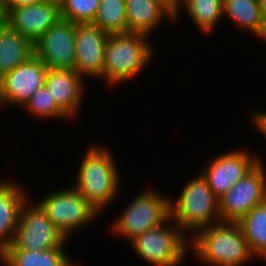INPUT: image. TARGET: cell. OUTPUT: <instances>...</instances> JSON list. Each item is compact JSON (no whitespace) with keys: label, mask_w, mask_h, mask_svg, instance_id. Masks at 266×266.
<instances>
[{"label":"cell","mask_w":266,"mask_h":266,"mask_svg":"<svg viewBox=\"0 0 266 266\" xmlns=\"http://www.w3.org/2000/svg\"><path fill=\"white\" fill-rule=\"evenodd\" d=\"M15 180L0 179V254L13 243L21 208L30 199Z\"/></svg>","instance_id":"obj_16"},{"label":"cell","mask_w":266,"mask_h":266,"mask_svg":"<svg viewBox=\"0 0 266 266\" xmlns=\"http://www.w3.org/2000/svg\"><path fill=\"white\" fill-rule=\"evenodd\" d=\"M66 240L41 206L27 199L20 211L13 243L6 249L47 250L60 247Z\"/></svg>","instance_id":"obj_8"},{"label":"cell","mask_w":266,"mask_h":266,"mask_svg":"<svg viewBox=\"0 0 266 266\" xmlns=\"http://www.w3.org/2000/svg\"><path fill=\"white\" fill-rule=\"evenodd\" d=\"M100 0H63L60 18L73 23H93Z\"/></svg>","instance_id":"obj_25"},{"label":"cell","mask_w":266,"mask_h":266,"mask_svg":"<svg viewBox=\"0 0 266 266\" xmlns=\"http://www.w3.org/2000/svg\"><path fill=\"white\" fill-rule=\"evenodd\" d=\"M93 24L108 34L126 33L125 0H100Z\"/></svg>","instance_id":"obj_23"},{"label":"cell","mask_w":266,"mask_h":266,"mask_svg":"<svg viewBox=\"0 0 266 266\" xmlns=\"http://www.w3.org/2000/svg\"><path fill=\"white\" fill-rule=\"evenodd\" d=\"M179 191L178 197L169 199L170 218L191 237L198 230L220 221L219 202L205 177L200 173ZM192 233V234H191Z\"/></svg>","instance_id":"obj_4"},{"label":"cell","mask_w":266,"mask_h":266,"mask_svg":"<svg viewBox=\"0 0 266 266\" xmlns=\"http://www.w3.org/2000/svg\"><path fill=\"white\" fill-rule=\"evenodd\" d=\"M265 163H257L222 196L219 202L221 222H239L252 208L266 200Z\"/></svg>","instance_id":"obj_9"},{"label":"cell","mask_w":266,"mask_h":266,"mask_svg":"<svg viewBox=\"0 0 266 266\" xmlns=\"http://www.w3.org/2000/svg\"><path fill=\"white\" fill-rule=\"evenodd\" d=\"M68 241L47 250L5 249L0 254L1 266H79L65 251Z\"/></svg>","instance_id":"obj_17"},{"label":"cell","mask_w":266,"mask_h":266,"mask_svg":"<svg viewBox=\"0 0 266 266\" xmlns=\"http://www.w3.org/2000/svg\"><path fill=\"white\" fill-rule=\"evenodd\" d=\"M252 255L266 261V200L252 208L237 222Z\"/></svg>","instance_id":"obj_21"},{"label":"cell","mask_w":266,"mask_h":266,"mask_svg":"<svg viewBox=\"0 0 266 266\" xmlns=\"http://www.w3.org/2000/svg\"><path fill=\"white\" fill-rule=\"evenodd\" d=\"M30 115L41 120H72L56 103L47 87L43 85L30 97V100L23 107ZM46 119V120H45Z\"/></svg>","instance_id":"obj_24"},{"label":"cell","mask_w":266,"mask_h":266,"mask_svg":"<svg viewBox=\"0 0 266 266\" xmlns=\"http://www.w3.org/2000/svg\"><path fill=\"white\" fill-rule=\"evenodd\" d=\"M252 125L258 129L259 134L263 135V138L266 139V111L261 112L258 110V112L252 113V118H251Z\"/></svg>","instance_id":"obj_28"},{"label":"cell","mask_w":266,"mask_h":266,"mask_svg":"<svg viewBox=\"0 0 266 266\" xmlns=\"http://www.w3.org/2000/svg\"><path fill=\"white\" fill-rule=\"evenodd\" d=\"M260 13L263 21L266 23V0H258Z\"/></svg>","instance_id":"obj_29"},{"label":"cell","mask_w":266,"mask_h":266,"mask_svg":"<svg viewBox=\"0 0 266 266\" xmlns=\"http://www.w3.org/2000/svg\"><path fill=\"white\" fill-rule=\"evenodd\" d=\"M150 36L143 33L109 34L105 45L103 79L117 87L140 75L155 58Z\"/></svg>","instance_id":"obj_3"},{"label":"cell","mask_w":266,"mask_h":266,"mask_svg":"<svg viewBox=\"0 0 266 266\" xmlns=\"http://www.w3.org/2000/svg\"><path fill=\"white\" fill-rule=\"evenodd\" d=\"M75 177L73 187L100 213L116 200L120 187L118 165L106 145L91 144ZM117 165V166H116Z\"/></svg>","instance_id":"obj_1"},{"label":"cell","mask_w":266,"mask_h":266,"mask_svg":"<svg viewBox=\"0 0 266 266\" xmlns=\"http://www.w3.org/2000/svg\"><path fill=\"white\" fill-rule=\"evenodd\" d=\"M59 18L60 4L45 0L11 8L1 20L34 44Z\"/></svg>","instance_id":"obj_14"},{"label":"cell","mask_w":266,"mask_h":266,"mask_svg":"<svg viewBox=\"0 0 266 266\" xmlns=\"http://www.w3.org/2000/svg\"><path fill=\"white\" fill-rule=\"evenodd\" d=\"M74 69H49L45 86L57 105L73 120L78 116L85 97V82ZM84 96V97H83Z\"/></svg>","instance_id":"obj_15"},{"label":"cell","mask_w":266,"mask_h":266,"mask_svg":"<svg viewBox=\"0 0 266 266\" xmlns=\"http://www.w3.org/2000/svg\"><path fill=\"white\" fill-rule=\"evenodd\" d=\"M129 243L136 255L152 266H180L189 253V237L172 218L135 236Z\"/></svg>","instance_id":"obj_5"},{"label":"cell","mask_w":266,"mask_h":266,"mask_svg":"<svg viewBox=\"0 0 266 266\" xmlns=\"http://www.w3.org/2000/svg\"><path fill=\"white\" fill-rule=\"evenodd\" d=\"M34 55V44L0 20V79Z\"/></svg>","instance_id":"obj_19"},{"label":"cell","mask_w":266,"mask_h":266,"mask_svg":"<svg viewBox=\"0 0 266 266\" xmlns=\"http://www.w3.org/2000/svg\"><path fill=\"white\" fill-rule=\"evenodd\" d=\"M36 202L68 240L74 231L91 226L100 214L73 185L50 191Z\"/></svg>","instance_id":"obj_7"},{"label":"cell","mask_w":266,"mask_h":266,"mask_svg":"<svg viewBox=\"0 0 266 266\" xmlns=\"http://www.w3.org/2000/svg\"><path fill=\"white\" fill-rule=\"evenodd\" d=\"M45 0H0V16L1 18L11 9L24 5H34Z\"/></svg>","instance_id":"obj_27"},{"label":"cell","mask_w":266,"mask_h":266,"mask_svg":"<svg viewBox=\"0 0 266 266\" xmlns=\"http://www.w3.org/2000/svg\"><path fill=\"white\" fill-rule=\"evenodd\" d=\"M208 162L201 174L218 200L258 162L264 163L260 155H252L241 147L221 153Z\"/></svg>","instance_id":"obj_10"},{"label":"cell","mask_w":266,"mask_h":266,"mask_svg":"<svg viewBox=\"0 0 266 266\" xmlns=\"http://www.w3.org/2000/svg\"><path fill=\"white\" fill-rule=\"evenodd\" d=\"M164 10L174 19L179 20L184 0H156ZM179 17V18H178Z\"/></svg>","instance_id":"obj_26"},{"label":"cell","mask_w":266,"mask_h":266,"mask_svg":"<svg viewBox=\"0 0 266 266\" xmlns=\"http://www.w3.org/2000/svg\"><path fill=\"white\" fill-rule=\"evenodd\" d=\"M189 251L206 266H243L254 256L238 223L219 222L189 237Z\"/></svg>","instance_id":"obj_2"},{"label":"cell","mask_w":266,"mask_h":266,"mask_svg":"<svg viewBox=\"0 0 266 266\" xmlns=\"http://www.w3.org/2000/svg\"><path fill=\"white\" fill-rule=\"evenodd\" d=\"M108 33L93 23H75L74 70L84 79H103L104 53Z\"/></svg>","instance_id":"obj_13"},{"label":"cell","mask_w":266,"mask_h":266,"mask_svg":"<svg viewBox=\"0 0 266 266\" xmlns=\"http://www.w3.org/2000/svg\"><path fill=\"white\" fill-rule=\"evenodd\" d=\"M48 67L35 55L0 79V108H23L34 92L45 84ZM16 105V106H15Z\"/></svg>","instance_id":"obj_11"},{"label":"cell","mask_w":266,"mask_h":266,"mask_svg":"<svg viewBox=\"0 0 266 266\" xmlns=\"http://www.w3.org/2000/svg\"><path fill=\"white\" fill-rule=\"evenodd\" d=\"M50 1H55V2H58L60 4L63 0H50Z\"/></svg>","instance_id":"obj_30"},{"label":"cell","mask_w":266,"mask_h":266,"mask_svg":"<svg viewBox=\"0 0 266 266\" xmlns=\"http://www.w3.org/2000/svg\"><path fill=\"white\" fill-rule=\"evenodd\" d=\"M34 55L49 69H73L75 23L59 18L35 43Z\"/></svg>","instance_id":"obj_12"},{"label":"cell","mask_w":266,"mask_h":266,"mask_svg":"<svg viewBox=\"0 0 266 266\" xmlns=\"http://www.w3.org/2000/svg\"><path fill=\"white\" fill-rule=\"evenodd\" d=\"M183 10L201 33L209 35L223 18V0H184Z\"/></svg>","instance_id":"obj_22"},{"label":"cell","mask_w":266,"mask_h":266,"mask_svg":"<svg viewBox=\"0 0 266 266\" xmlns=\"http://www.w3.org/2000/svg\"><path fill=\"white\" fill-rule=\"evenodd\" d=\"M170 196L155 189L142 190L110 224L111 234L130 241L170 218Z\"/></svg>","instance_id":"obj_6"},{"label":"cell","mask_w":266,"mask_h":266,"mask_svg":"<svg viewBox=\"0 0 266 266\" xmlns=\"http://www.w3.org/2000/svg\"><path fill=\"white\" fill-rule=\"evenodd\" d=\"M223 17L229 18L237 29H245L266 43V23L258 0H223Z\"/></svg>","instance_id":"obj_20"},{"label":"cell","mask_w":266,"mask_h":266,"mask_svg":"<svg viewBox=\"0 0 266 266\" xmlns=\"http://www.w3.org/2000/svg\"><path fill=\"white\" fill-rule=\"evenodd\" d=\"M127 32L151 35L157 27L162 26L163 20L174 19L156 0H125Z\"/></svg>","instance_id":"obj_18"}]
</instances>
